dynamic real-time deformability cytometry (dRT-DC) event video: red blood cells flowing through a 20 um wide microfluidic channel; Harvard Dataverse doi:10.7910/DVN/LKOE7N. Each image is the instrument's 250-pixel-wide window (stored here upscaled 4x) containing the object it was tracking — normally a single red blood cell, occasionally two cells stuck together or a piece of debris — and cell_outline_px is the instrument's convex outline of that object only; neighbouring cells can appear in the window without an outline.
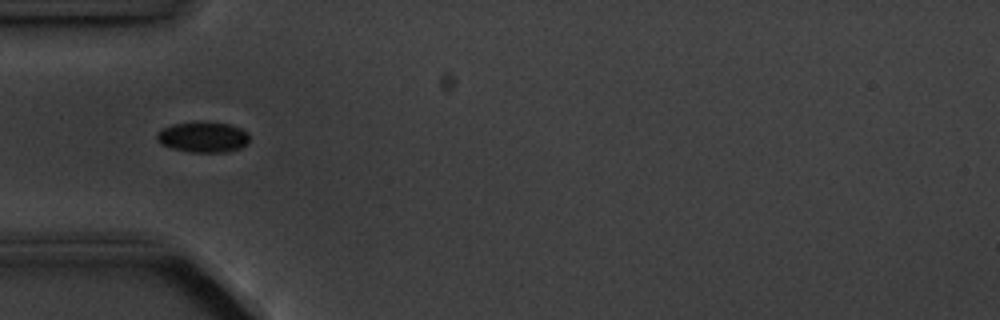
{"species": "common noctule bat (a hibernating species)", "species_latin": "Nyctalus noctula", "temperature_condition": "cold", "stored_images_in_passage": 10, "camera_frame_rate_fps": 3000, "um_per_image_px": 0.085, "animal": {"sex": "male", "body_mass_g": 20.1, "forearm_length_mm": 53.5}, "frame": {"image": 1, "passage_image": 4, "time_ms": 3.667, "image_size_px": [1000, 320], "cell_outline_px": [[248, 144], [240, 148], [228, 152], [188, 152], [172, 148], [160, 144], [156, 136], [156, 132], [172, 124], [196, 120], [228, 124], [240, 128], [248, 132]], "centroid_in_image_um": [17.25, 11.64], "position_along_channel_um": 67.8, "area_um2": 16.82}}
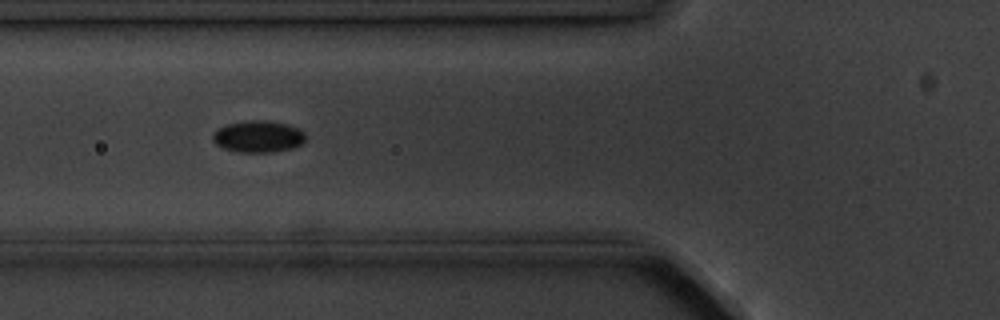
{"frame": {"image": 2, "passage_image": 5, "time_ms": 4.667, "image_size_px": [1000, 320], "cell_outline_px": [[304, 144], [292, 148], [272, 152], [236, 152], [224, 148], [216, 144], [212, 140], [212, 132], [228, 124], [244, 120], [264, 120], [288, 124], [300, 128], [304, 132]], "centroid_in_image_um": [21.95, 11.6], "position_along_channel_um": 103.8, "area_um2": 17.34}}
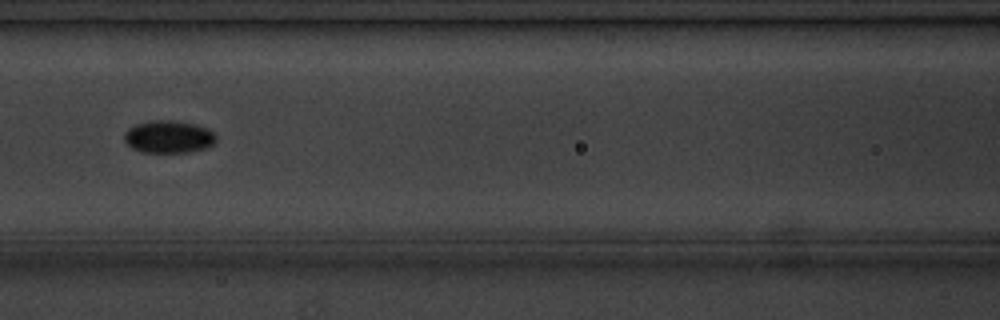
{"frame": {"image": 3, "passage_image": 6, "time_ms": 6.0, "image_size_px": [1000, 320], "cell_outline_px": [[216, 140], [212, 144], [204, 148], [188, 152], [140, 152], [132, 148], [124, 140], [124, 132], [128, 128], [136, 124], [152, 120], [168, 120], [196, 124], [208, 128], [216, 136]], "centroid_in_image_um": [14.31, 11.62], "position_along_channel_um": 152.3, "area_um2": 17.34}}